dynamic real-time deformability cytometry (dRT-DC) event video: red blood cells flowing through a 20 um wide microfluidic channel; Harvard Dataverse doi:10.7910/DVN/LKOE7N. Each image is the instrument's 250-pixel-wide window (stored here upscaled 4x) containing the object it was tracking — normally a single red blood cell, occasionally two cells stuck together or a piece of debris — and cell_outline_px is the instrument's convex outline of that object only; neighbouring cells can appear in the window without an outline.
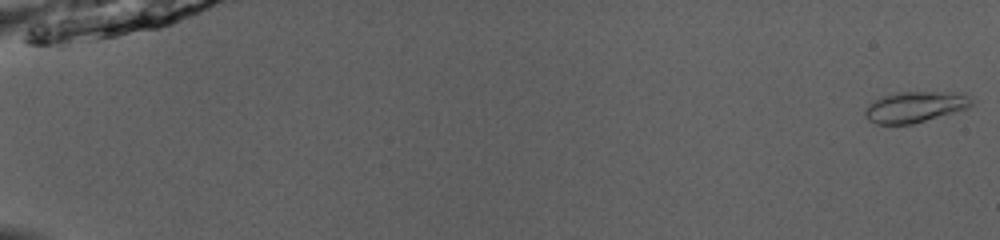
{"species": "common noctule bat (a hibernating species)", "species_latin": "Nyctalus noctula", "temperature_condition": "room temperature", "stored_images_in_passage": 51, "camera_frame_rate_fps": 3000, "um_per_image_px": 0.085, "animal": {"sex": "male", "body_mass_g": 13.0, "forearm_length_mm": 53.1}, "frame": {"image": 1, "passage_image": 1, "time_ms": 0.0, "image_size_px": [1000, 240], "cell_outline_px": [[976, 100], [968, 108], [912, 124], [876, 124], [868, 120], [864, 116], [864, 108], [868, 104], [884, 96], [896, 92], [964, 92], [972, 96]], "centroid_in_image_um": [77.82, 9.07], "position_along_channel_um": 7.2, "area_um2": 19.42}}
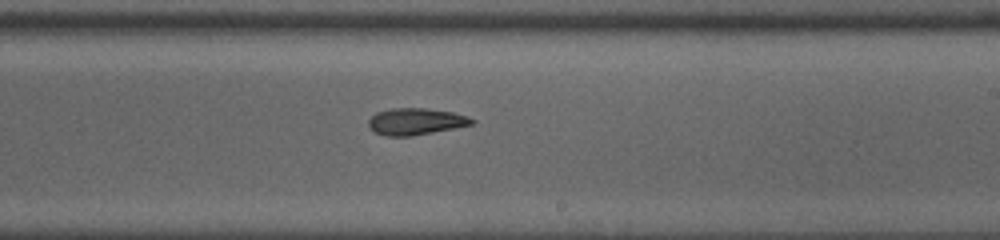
{"frame": {"image": 2, "passage_image": 33, "time_ms": 10.667, "image_size_px": [1000, 240], "cell_outline_px": [[476, 124], [412, 136], [384, 136], [376, 132], [368, 124], [368, 120], [376, 112], [392, 108], [428, 108], [452, 112], [468, 116], [476, 120]], "centroid_in_image_um": [35.38, 10.32], "position_along_channel_um": 253.6, "area_um2": 16.18}}
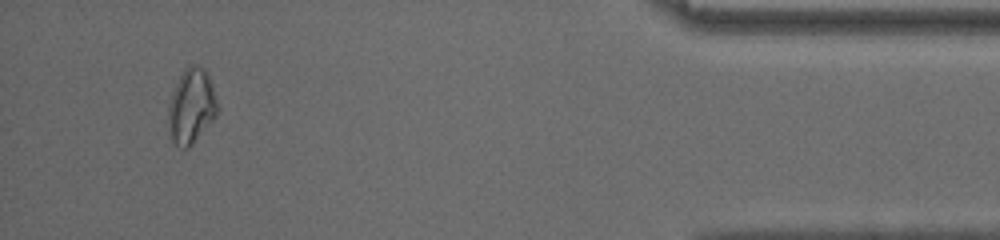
{"frame": {"image": 3, "passage_image": 49, "time_ms": 16.0, "image_size_px": [1000, 240], "cell_outline_px": [[220, 108], [216, 116], [192, 144], [188, 148], [180, 148], [172, 140], [168, 120], [168, 104], [172, 92], [184, 68], [192, 64], [196, 64], [204, 68], [212, 84]], "centroid_in_image_um": [16.28, 9.01], "position_along_channel_um": 418.9, "area_um2": 21.44}, "authors_computed_cell_mechanics": {"area_um2": 17.051, "velocity_mm_per_s": 4.0615, "shape_relaxation_time_tau1_ms": 3.0862, "shape_relaxation_time_tau2_ms": 8.7633, "deformation_change_tau1": 0.1119, "deformation_change_tau2": 0.1452}}